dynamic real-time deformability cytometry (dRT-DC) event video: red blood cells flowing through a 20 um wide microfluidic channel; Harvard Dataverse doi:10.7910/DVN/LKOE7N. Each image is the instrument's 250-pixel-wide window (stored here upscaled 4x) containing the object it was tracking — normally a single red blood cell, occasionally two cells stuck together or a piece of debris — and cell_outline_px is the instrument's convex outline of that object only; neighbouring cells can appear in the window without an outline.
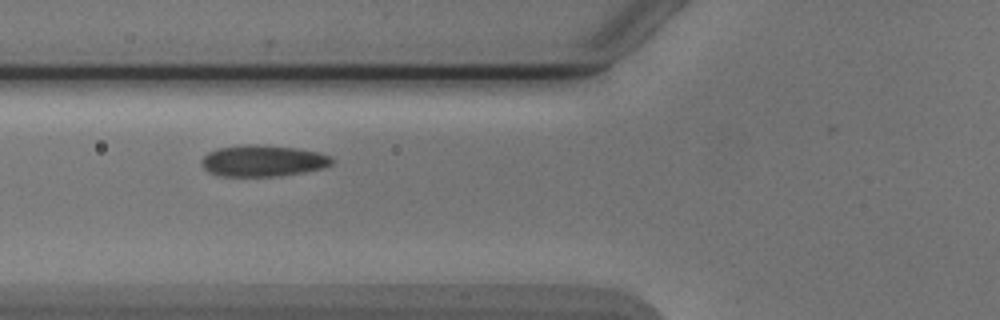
{"species": "Egyptian fruit bat (a non-hibernating species)", "species_latin": "Rousettus aegyptiacus", "temperature_condition": "cold", "stored_images_in_passage": 3, "camera_frame_rate_fps": 3000, "um_per_image_px": 0.085, "animal": {"sex": "male"}, "frame": {"image": 1, "passage_image": 2, "time_ms": 2.0, "image_size_px": [1000, 320], "cell_outline_px": [[336, 160], [332, 164], [324, 168], [304, 172], [280, 176], [220, 176], [208, 172], [200, 164], [200, 160], [208, 152], [216, 148], [248, 144], [256, 144], [296, 148], [320, 152], [332, 156]], "centroid_in_image_um": [22.37, 13.67], "position_along_channel_um": 103.4, "area_um2": 24.22}}
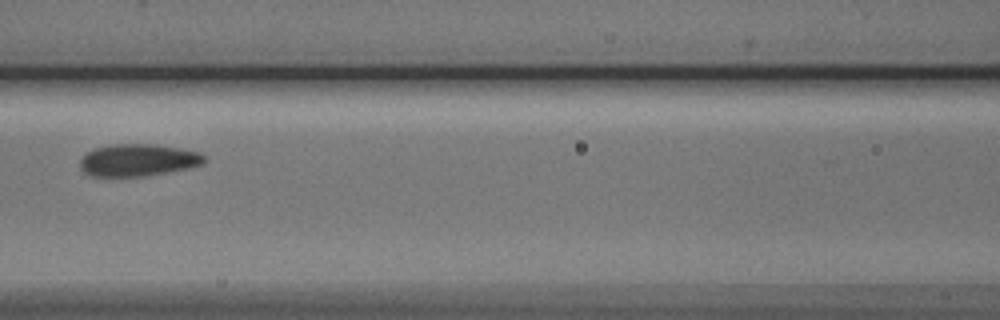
{"frame": {"image": 2, "passage_image": 3, "time_ms": 3.333, "image_size_px": [1000, 320], "cell_outline_px": [[208, 160], [204, 164], [188, 168], [148, 176], [92, 176], [84, 172], [80, 168], [80, 156], [96, 148], [112, 144], [152, 144], [180, 148], [200, 152], [208, 156]], "centroid_in_image_um": [11.78, 13.61], "position_along_channel_um": 154.8, "area_um2": 23.58}}